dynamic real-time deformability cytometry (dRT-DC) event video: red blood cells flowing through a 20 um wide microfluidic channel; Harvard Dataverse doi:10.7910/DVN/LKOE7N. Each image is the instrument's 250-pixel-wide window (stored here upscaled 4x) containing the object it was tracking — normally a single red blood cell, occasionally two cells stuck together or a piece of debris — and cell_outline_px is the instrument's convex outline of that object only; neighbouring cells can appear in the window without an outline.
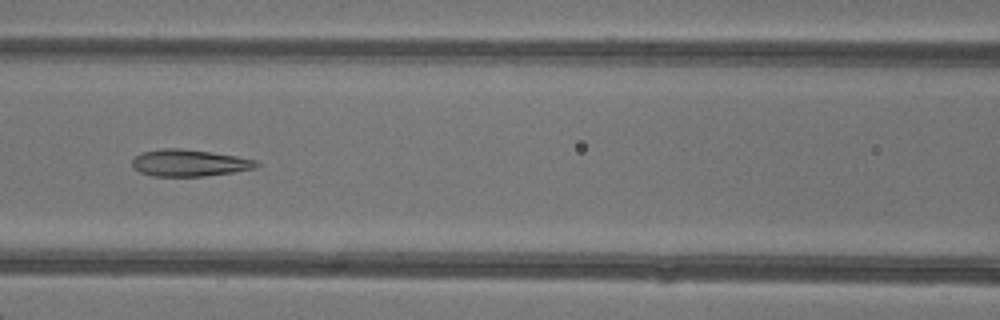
{"species": "common noctule bat (a hibernating species)", "species_latin": "Nyctalus noctula", "temperature_condition": "warm", "stored_images_in_passage": 7, "camera_frame_rate_fps": 3000, "um_per_image_px": 0.085, "animal": {"sex": "female"}, "frame": {"image": 1, "passage_image": 7, "time_ms": 6.667, "image_size_px": [1000, 320], "cell_outline_px": [[260, 164], [256, 168], [232, 172], [204, 176], [152, 176], [140, 172], [132, 168], [132, 160], [136, 156], [144, 152], [160, 148], [180, 148], [236, 156], [256, 160]], "centroid_in_image_um": [16.07, 13.85], "position_along_channel_um": 150.5, "area_um2": 19.31}}